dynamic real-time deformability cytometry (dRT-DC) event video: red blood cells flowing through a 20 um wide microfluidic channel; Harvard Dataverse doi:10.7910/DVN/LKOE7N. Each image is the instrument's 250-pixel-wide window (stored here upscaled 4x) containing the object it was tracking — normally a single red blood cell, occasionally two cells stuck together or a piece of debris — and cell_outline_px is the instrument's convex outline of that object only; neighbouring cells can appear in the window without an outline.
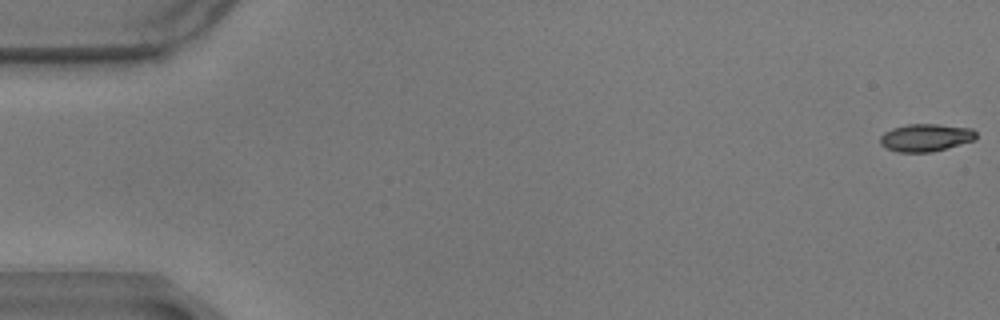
{"species": "common noctule bat (a hibernating species)", "species_latin": "Nyctalus noctula", "temperature_condition": "warm", "stored_images_in_passage": 22, "camera_frame_rate_fps": 3000, "um_per_image_px": 0.085, "animal": {"sex": "male", "body_mass_g": 17.9}, "frame": {"image": 1, "passage_image": 1, "time_ms": 0.0, "image_size_px": [1000, 320], "cell_outline_px": [[976, 140], [932, 152], [900, 152], [888, 148], [880, 144], [880, 136], [884, 132], [892, 128], [908, 124], [936, 124], [972, 128], [976, 132]], "centroid_in_image_um": [78.7, 11.69], "position_along_channel_um": 6.3, "area_um2": 15.43}}
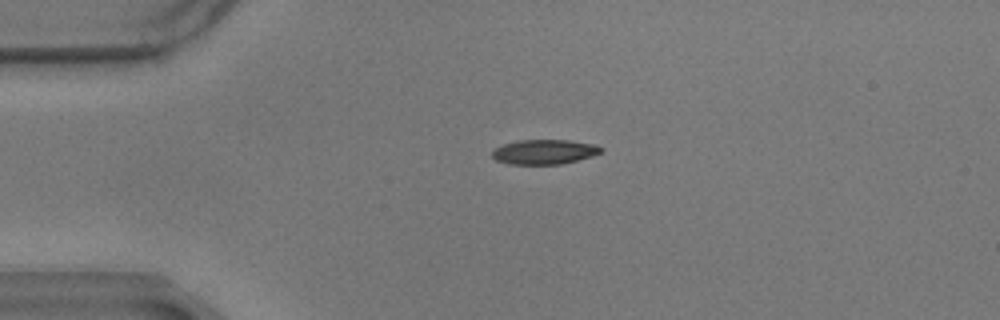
{"frame": {"image": 2, "passage_image": 14, "time_ms": 4.333, "image_size_px": [1000, 320], "cell_outline_px": [[604, 148], [600, 152], [592, 156], [560, 164], [508, 164], [496, 160], [492, 156], [492, 152], [496, 148], [504, 144], [520, 140], [568, 140], [596, 144]], "centroid_in_image_um": [46.28, 12.9], "position_along_channel_um": 38.7, "area_um2": 15.55}}